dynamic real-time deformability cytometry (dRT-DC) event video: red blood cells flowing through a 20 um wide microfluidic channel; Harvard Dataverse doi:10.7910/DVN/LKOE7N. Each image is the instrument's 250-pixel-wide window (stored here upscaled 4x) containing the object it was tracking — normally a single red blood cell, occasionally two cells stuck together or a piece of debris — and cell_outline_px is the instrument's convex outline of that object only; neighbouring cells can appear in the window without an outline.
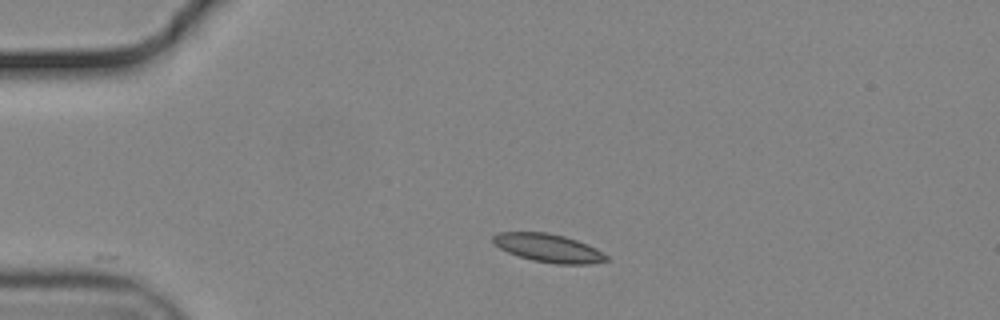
{"species": "common noctule bat (a hibernating species)", "species_latin": "Nyctalus noctula", "temperature_condition": "cold", "stored_images_in_passage": 44, "camera_frame_rate_fps": 3000, "um_per_image_px": 0.085, "animal": {"sex": "male", "body_mass_g": 19.2, "forearm_length_mm": 51.8}, "frame": {"image": 1, "passage_image": 1, "time_ms": 0.0, "image_size_px": [1000, 320], "cell_outline_px": [[608, 260], [588, 264], [556, 264], [532, 260], [508, 252], [500, 248], [492, 240], [492, 236], [500, 232], [544, 232], [564, 236], [588, 244], [596, 248], [608, 256]], "centroid_in_image_um": [46.63, 21.08], "position_along_channel_um": 38.4, "area_um2": 18.5}}
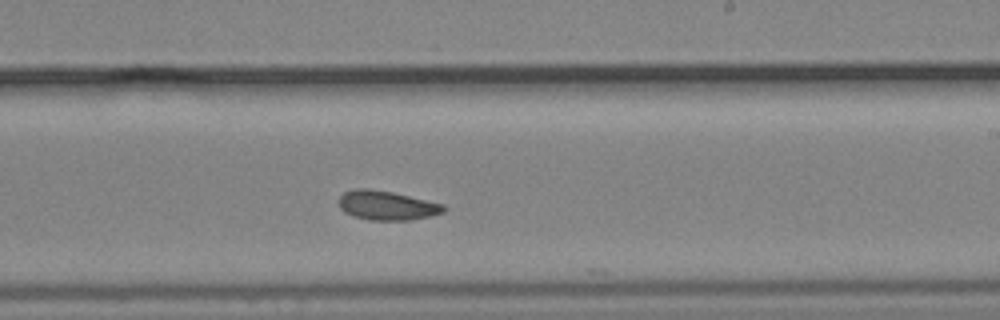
{"frame": {"image": 2, "passage_image": 22, "time_ms": 7.0, "image_size_px": [1000, 320], "cell_outline_px": [[444, 212], [432, 216], [412, 220], [368, 220], [352, 216], [344, 212], [340, 208], [340, 196], [344, 192], [356, 188], [368, 188], [392, 192], [444, 204]], "centroid_in_image_um": [32.87, 17.47], "position_along_channel_um": 256.1, "area_um2": 17.92}}
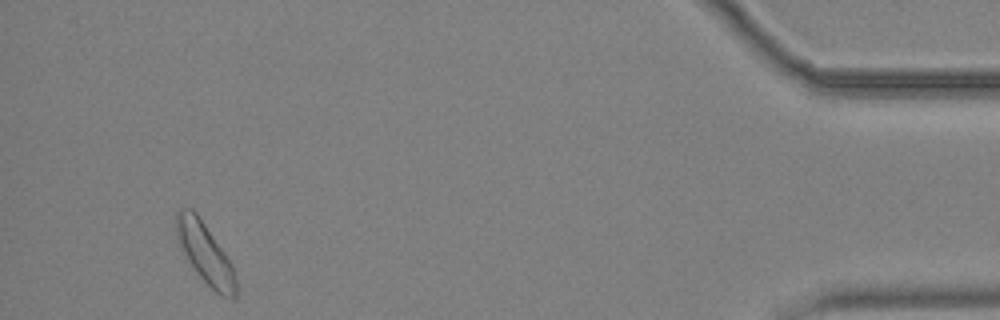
{"frame": {"image": 3, "passage_image": 41, "time_ms": 13.333, "image_size_px": [1000, 320], "cell_outline_px": [[236, 296], [232, 300], [220, 296], [196, 272], [188, 260], [176, 236], [176, 212], [180, 208], [192, 208], [196, 212], [224, 252], [232, 264], [236, 280]], "centroid_in_image_um": [17.45, 21.53], "position_along_channel_um": 417.8, "area_um2": 20.69}, "authors_computed_cell_mechanics": {"area_um2": 18.1492, "velocity_mm_per_s": 3.6694, "shape_relaxation_time_tau1_ms": 5.5242, "shape_relaxation_time_tau2_ms": null, "deformation_change_tau1": 0.1049, "deformation_change_tau2": null}}